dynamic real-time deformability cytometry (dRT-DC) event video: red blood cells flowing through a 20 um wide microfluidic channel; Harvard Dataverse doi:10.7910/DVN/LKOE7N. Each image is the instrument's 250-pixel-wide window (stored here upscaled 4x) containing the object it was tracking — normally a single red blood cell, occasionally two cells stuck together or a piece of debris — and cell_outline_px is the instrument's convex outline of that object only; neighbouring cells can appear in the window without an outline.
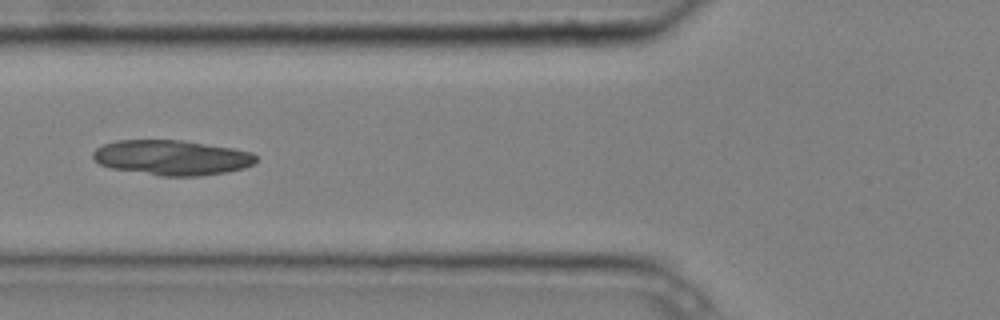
{"species": "common noctule bat (a hibernating species)", "species_latin": "Nyctalus noctula", "temperature_condition": "cold", "stored_images_in_passage": 6, "camera_frame_rate_fps": 3000, "um_per_image_px": 0.085, "animal": {"sex": "male", "body_mass_g": 20.4}, "frame": {"image": 1, "passage_image": 6, "time_ms": 1.667, "image_size_px": [1000, 320], "cell_outline_px": [[256, 160], [252, 164], [244, 168], [224, 172], [200, 176], [160, 176], [112, 168], [100, 164], [92, 160], [92, 152], [96, 148], [104, 144], [116, 140], [184, 140], [232, 148], [252, 152], [256, 156]], "centroid_in_image_um": [14.57, 13.39], "position_along_channel_um": 111.2, "area_um2": 33.35}}